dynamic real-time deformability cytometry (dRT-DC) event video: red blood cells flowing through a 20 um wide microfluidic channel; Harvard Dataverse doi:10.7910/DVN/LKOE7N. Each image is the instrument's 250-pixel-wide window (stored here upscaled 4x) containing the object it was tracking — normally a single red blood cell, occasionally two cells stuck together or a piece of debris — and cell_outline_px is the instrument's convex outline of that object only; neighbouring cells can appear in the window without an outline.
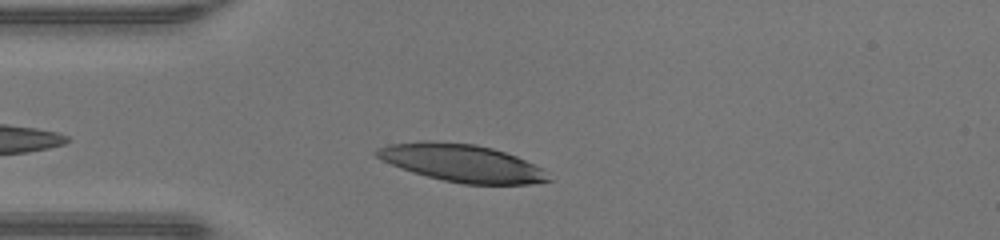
{"species": "human", "species_latin": "Homo sapiens", "temperature_condition": "warm", "stored_images_in_passage": 29, "camera_frame_rate_fps": 3000, "um_per_image_px": 0.085, "donor": {"sex": "male"}, "frame": {"image": 1, "passage_image": 2, "time_ms": 0.333, "image_size_px": [1000, 240], "cell_outline_px": [[552, 180], [532, 184], [464, 184], [444, 180], [412, 172], [400, 168], [376, 156], [372, 152], [376, 148], [388, 144], [420, 140], [428, 140], [476, 144], [492, 148], [516, 156], [540, 168]], "centroid_in_image_um": [39.19, 13.84], "position_along_channel_um": 45.8, "area_um2": 37.4}}
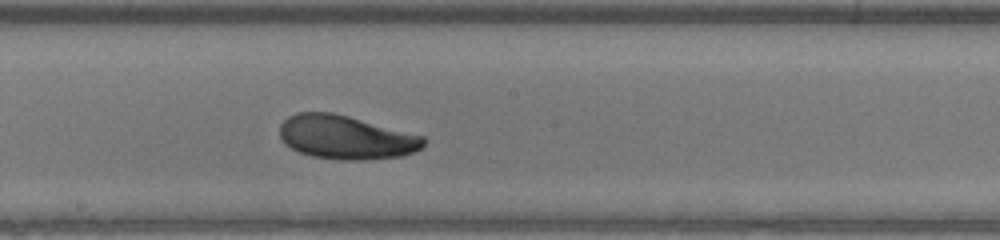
{"frame": {"image": 2, "passage_image": 15, "time_ms": 4.667, "image_size_px": [1000, 240], "cell_outline_px": [[428, 140], [416, 152], [404, 156], [364, 160], [344, 160], [312, 156], [300, 152], [284, 144], [280, 136], [280, 124], [288, 116], [296, 112], [332, 112], [348, 116], [424, 136]], "centroid_in_image_um": [29.41, 11.67], "position_along_channel_um": 218.8, "area_um2": 36.82}}
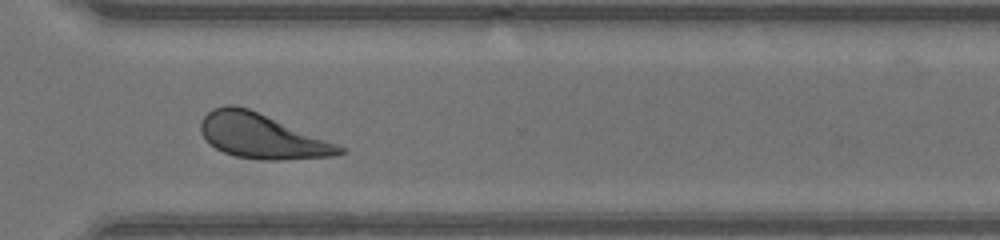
{"frame": {"image": 3, "passage_image": 24, "time_ms": 7.667, "image_size_px": [1000, 240], "cell_outline_px": [[348, 152], [332, 156], [280, 160], [264, 160], [236, 156], [224, 152], [216, 148], [200, 132], [200, 120], [212, 108], [224, 104], [232, 104], [248, 108], [348, 148]], "centroid_in_image_um": [22.26, 11.56], "position_along_channel_um": 348.3, "area_um2": 36.01}, "authors_computed_cell_mechanics": {"area_um2": 36.6452, "velocity_mm_per_s": 4.3262, "shape_relaxation_time_tau1_ms": 2.4917, "shape_relaxation_time_tau2_ms": 6.178, "deformation_change_tau1": 0.1296, "deformation_change_tau2": 0.1812}}